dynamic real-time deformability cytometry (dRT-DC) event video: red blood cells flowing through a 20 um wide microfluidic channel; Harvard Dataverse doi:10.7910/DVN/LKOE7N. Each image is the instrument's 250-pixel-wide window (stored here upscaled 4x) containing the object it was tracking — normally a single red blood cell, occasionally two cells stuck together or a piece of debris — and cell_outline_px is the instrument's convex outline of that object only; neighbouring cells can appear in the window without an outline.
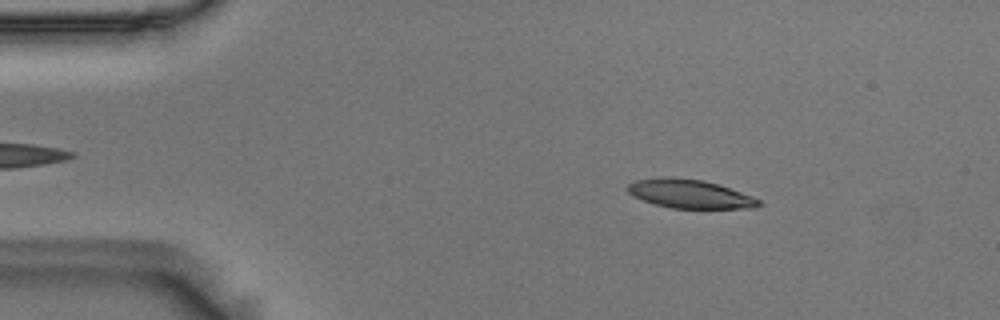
{"species": "Egyptian fruit bat (a non-hibernating species)", "species_latin": "Rousettus aegyptiacus", "temperature_condition": "room temperature", "stored_images_in_passage": 54, "camera_frame_rate_fps": 3000, "um_per_image_px": 0.085, "animal": {"sex": "male"}, "frame": {"image": 1, "passage_image": 8, "time_ms": 2.333, "image_size_px": [1000, 320], "cell_outline_px": [[764, 204], [752, 208], [672, 208], [656, 204], [632, 196], [624, 188], [628, 184], [636, 180], [704, 180], [752, 196], [760, 200]], "centroid_in_image_um": [58.68, 16.53], "position_along_channel_um": 26.3, "area_um2": 20.87}}
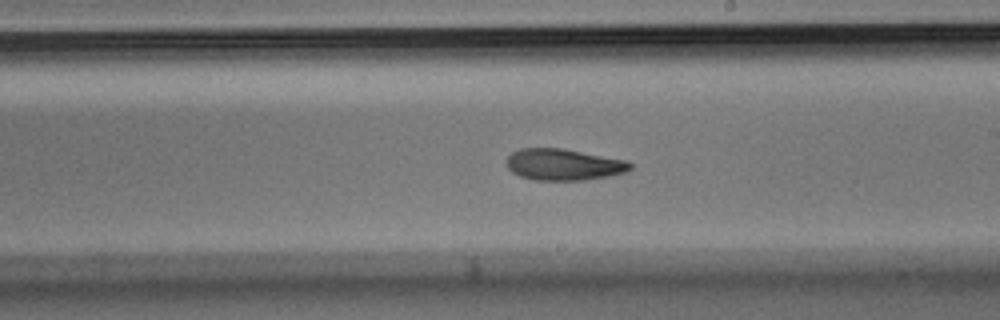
{"frame": {"image": 2, "passage_image": 31, "time_ms": 10.0, "image_size_px": [1000, 320], "cell_outline_px": [[632, 168], [624, 172], [608, 176], [584, 180], [536, 180], [520, 176], [512, 172], [508, 168], [508, 156], [512, 152], [520, 148], [560, 148], [628, 160], [632, 164]], "centroid_in_image_um": [47.92, 13.98], "position_along_channel_um": 241.1, "area_um2": 22.54}}
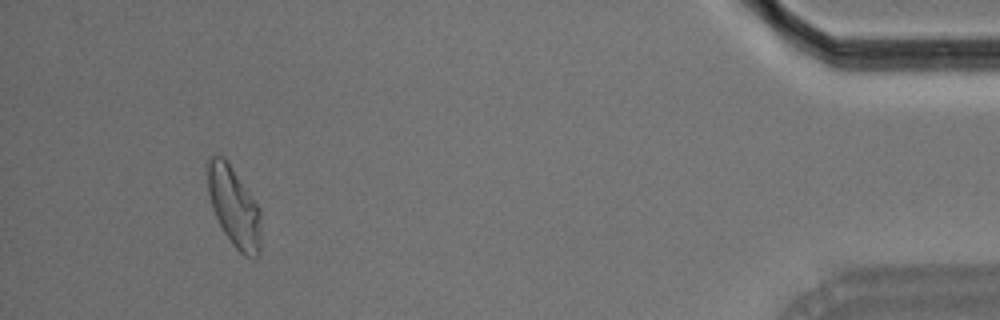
{"frame": {"image": 3, "passage_image": 51, "time_ms": 16.667, "image_size_px": [1000, 320], "cell_outline_px": [[260, 252], [256, 256], [244, 256], [232, 244], [224, 232], [212, 208], [208, 192], [204, 164], [212, 156], [224, 156], [260, 208]], "centroid_in_image_um": [19.85, 17.53], "position_along_channel_um": 415.3, "area_um2": 24.85}, "authors_computed_cell_mechanics": {"area_um2": 23.0333, "velocity_mm_per_s": 3.6136, "shape_relaxation_time_tau1_ms": 7.6997, "shape_relaxation_time_tau2_ms": 4.0811, "deformation_change_tau1": 0.2075, "deformation_change_tau2": 0.1075}}